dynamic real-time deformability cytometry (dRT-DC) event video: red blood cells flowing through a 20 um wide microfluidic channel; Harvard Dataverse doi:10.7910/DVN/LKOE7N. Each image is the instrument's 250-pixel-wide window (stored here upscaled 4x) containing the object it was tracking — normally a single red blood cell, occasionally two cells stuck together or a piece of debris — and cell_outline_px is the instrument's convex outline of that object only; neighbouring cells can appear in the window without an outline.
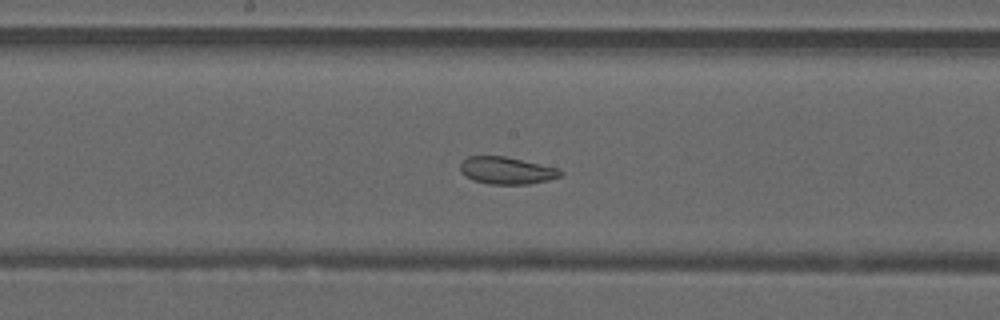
{"species": "common noctule bat (a hibernating species)", "species_latin": "Nyctalus noctula", "temperature_condition": "warm", "stored_images_in_passage": 42, "camera_frame_rate_fps": 3000, "um_per_image_px": 0.085, "animal": {"sex": "male", "forearm_length_mm": 52.5}, "frame": {"image": 1, "passage_image": 19, "time_ms": 6.0, "image_size_px": [1000, 320], "cell_outline_px": [[564, 172], [560, 176], [548, 180], [528, 184], [488, 184], [472, 180], [460, 172], [460, 164], [468, 156], [504, 156], [560, 168]], "centroid_in_image_um": [43.07, 14.49], "position_along_channel_um": 205.1, "area_um2": 15.95}}
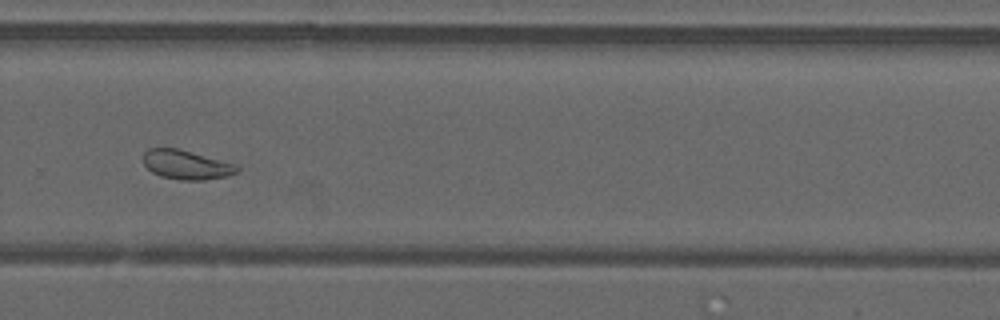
{"frame": {"image": 2, "passage_image": 27, "time_ms": 8.667, "image_size_px": [1000, 320], "cell_outline_px": [[240, 172], [228, 176], [204, 180], [180, 180], [160, 176], [152, 172], [144, 164], [144, 152], [148, 148], [176, 148], [236, 164], [240, 168]], "centroid_in_image_um": [15.86, 14.02], "position_along_channel_um": 313.9, "area_um2": 15.95}}
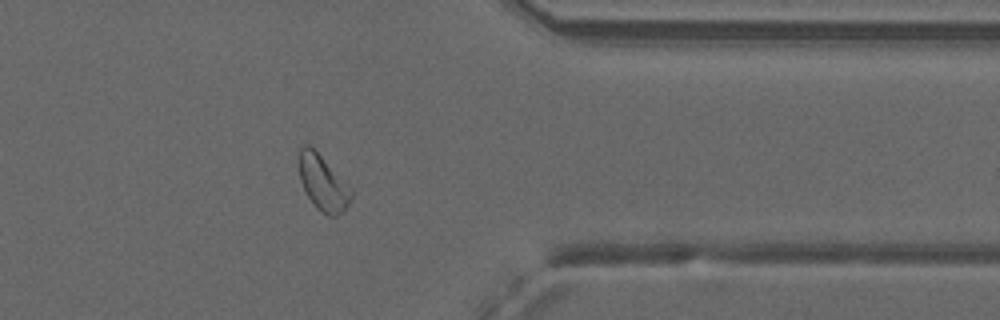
{"frame": {"image": 3, "passage_image": 33, "time_ms": 10.667, "image_size_px": [1000, 320], "cell_outline_px": [[352, 196], [344, 212], [336, 216], [328, 216], [320, 212], [312, 204], [300, 180], [300, 148], [304, 144], [308, 144], [352, 188]], "centroid_in_image_um": [27.47, 15.61], "position_along_channel_um": 383.9, "area_um2": 16.53}, "authors_computed_cell_mechanics": {"area_um2": 18.1781, "velocity_mm_per_s": 4.095, "shape_relaxation_time_tau1_ms": null, "shape_relaxation_time_tau2_ms": 4.4444, "deformation_change_tau1": null, "deformation_change_tau2": 0.1091}}